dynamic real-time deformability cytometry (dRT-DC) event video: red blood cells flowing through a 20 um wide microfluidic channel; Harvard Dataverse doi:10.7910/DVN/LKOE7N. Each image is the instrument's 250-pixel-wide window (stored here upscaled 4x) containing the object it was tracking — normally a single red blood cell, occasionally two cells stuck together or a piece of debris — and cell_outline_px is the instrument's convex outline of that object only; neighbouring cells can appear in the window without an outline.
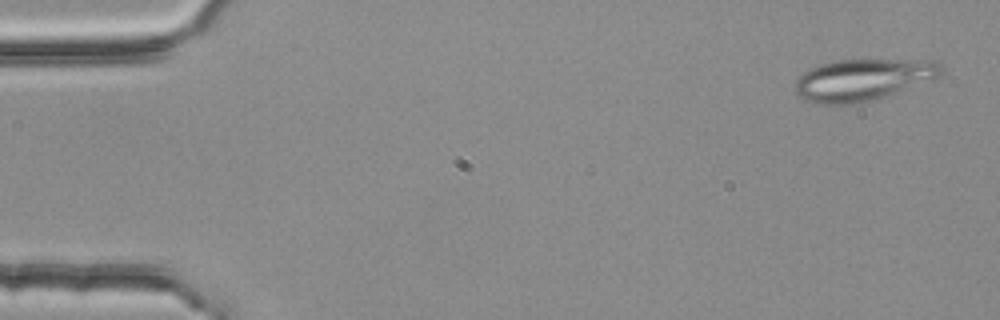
{"species": "common noctule bat (a hibernating species)", "species_latin": "Nyctalus noctula", "temperature_condition": "room temperature", "stored_images_in_passage": 5, "camera_frame_rate_fps": 3000, "um_per_image_px": 0.085, "animal": {"sex": "female", "body_mass_g": 25.1}, "frame": {"image": 1, "passage_image": 1, "time_ms": 0.0, "image_size_px": [1000, 320], "cell_outline_px": [[944, 68], [940, 76], [888, 96], [872, 100], [852, 104], [816, 104], [804, 100], [796, 92], [796, 80], [804, 72], [820, 64], [836, 60], [932, 60], [940, 64]], "centroid_in_image_um": [73.35, 6.78], "position_along_channel_um": 11.6, "area_um2": 35.37}}
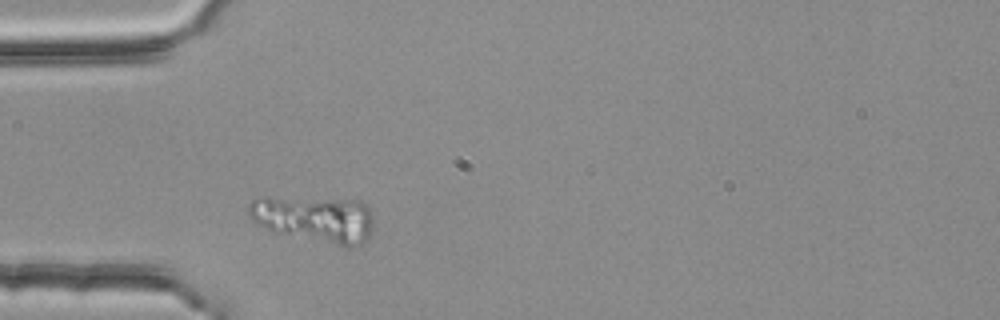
{"frame": {"image": 2, "passage_image": 5, "time_ms": 1.333, "image_size_px": [1000, 320], "cell_outline_px": [[372, 228], [368, 240], [360, 244], [344, 248], [276, 232], [264, 228], [252, 220], [248, 212], [248, 204], [252, 200], [260, 196], [268, 196], [360, 200], [368, 204], [372, 208]], "centroid_in_image_um": [26.77, 18.59], "position_along_channel_um": 58.2, "area_um2": 34.85}}